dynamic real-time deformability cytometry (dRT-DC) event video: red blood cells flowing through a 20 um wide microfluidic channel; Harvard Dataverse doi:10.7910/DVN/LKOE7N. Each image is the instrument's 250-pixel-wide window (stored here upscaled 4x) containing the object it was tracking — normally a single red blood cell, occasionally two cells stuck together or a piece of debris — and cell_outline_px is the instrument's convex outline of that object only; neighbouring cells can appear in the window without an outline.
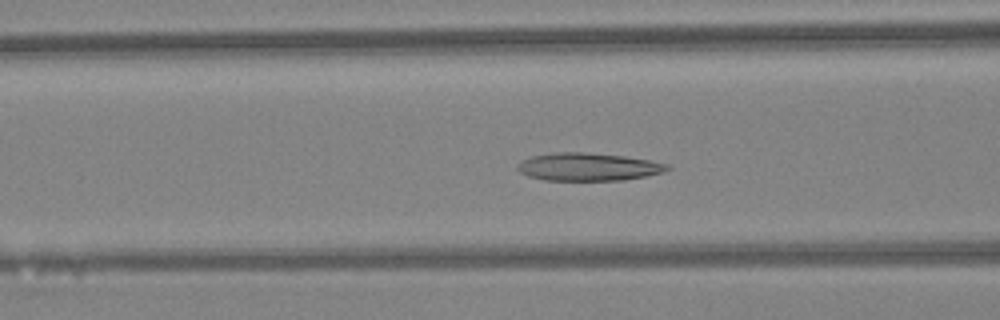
{"species": "Egyptian fruit bat (a non-hibernating species)", "species_latin": "Rousettus aegyptiacus", "temperature_condition": "warm", "stored_images_in_passage": 41, "camera_frame_rate_fps": 3000, "um_per_image_px": 0.085, "animal": {"sex": "female"}, "frame": {"image": 1, "passage_image": 13, "time_ms": 4.0, "image_size_px": [1000, 320], "cell_outline_px": [[672, 168], [664, 172], [624, 180], [544, 180], [528, 176], [520, 172], [516, 168], [524, 160], [532, 156], [552, 152], [584, 152], [624, 156], [648, 160], [668, 164]], "centroid_in_image_um": [50.01, 14.18], "position_along_channel_um": 116.6, "area_um2": 24.16}}
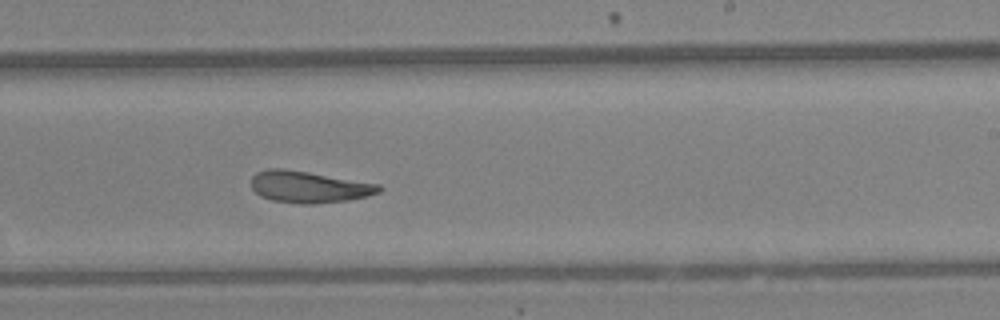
{"frame": {"image": 2, "passage_image": 23, "time_ms": 7.333, "image_size_px": [1000, 320], "cell_outline_px": [[384, 188], [380, 192], [368, 196], [348, 200], [312, 204], [296, 204], [272, 200], [260, 196], [252, 188], [252, 176], [256, 172], [268, 168], [284, 168], [380, 184]], "centroid_in_image_um": [26.26, 15.89], "position_along_channel_um": 262.7, "area_um2": 23.7}}
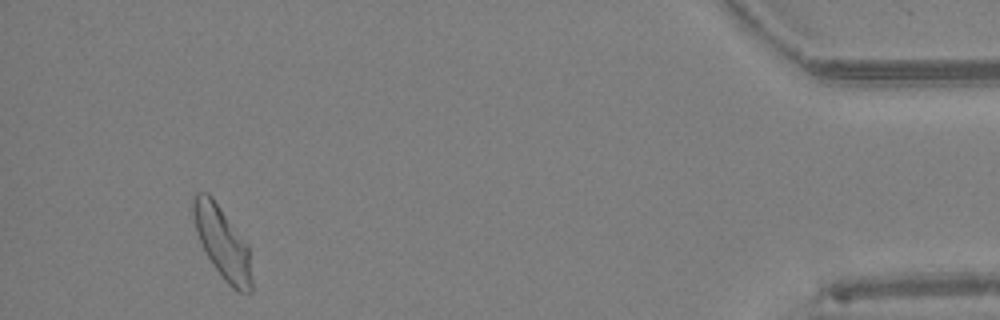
{"frame": {"image": 3, "passage_image": 38, "time_ms": 12.333, "image_size_px": [1000, 320], "cell_outline_px": [[252, 292], [240, 292], [232, 288], [224, 280], [212, 264], [196, 232], [192, 212], [192, 196], [196, 192], [208, 192], [212, 196], [248, 244], [252, 280]], "centroid_in_image_um": [18.9, 20.6], "position_along_channel_um": 416.3, "area_um2": 24.51}, "authors_computed_cell_mechanics": {"area_um2": 24.1026, "velocity_mm_per_s": 4.4039, "shape_relaxation_time_tau1_ms": null, "shape_relaxation_time_tau2_ms": 3.2476, "deformation_change_tau1": null, "deformation_change_tau2": 0.0977}}